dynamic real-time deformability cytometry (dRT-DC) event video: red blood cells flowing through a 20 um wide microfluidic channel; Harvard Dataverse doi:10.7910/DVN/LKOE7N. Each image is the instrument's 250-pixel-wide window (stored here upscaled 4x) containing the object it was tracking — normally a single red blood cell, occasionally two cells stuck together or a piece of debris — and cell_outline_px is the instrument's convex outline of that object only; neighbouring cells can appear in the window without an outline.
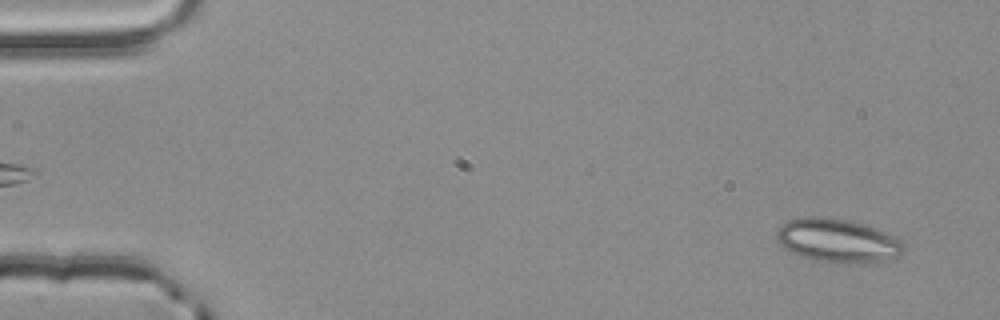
{"species": "common noctule bat (a hibernating species)", "species_latin": "Nyctalus noctula", "temperature_condition": "room temperature", "stored_images_in_passage": 54, "segment_of_instrument_passage": [1, 2], "camera_frame_rate_fps": 3000, "um_per_image_px": 0.085, "animal": {"sex": "male", "body_mass_g": 20.4}, "frame": {"image": 1, "passage_image": 3, "time_ms": 0.667, "image_size_px": [1000, 320], "cell_outline_px": [[904, 252], [900, 256], [876, 260], [812, 260], [800, 256], [784, 248], [776, 240], [776, 232], [788, 220], [808, 216], [816, 216], [848, 220], [876, 228], [888, 232], [904, 240]], "centroid_in_image_um": [71.19, 20.39], "position_along_channel_um": 13.8, "area_um2": 31.39}}